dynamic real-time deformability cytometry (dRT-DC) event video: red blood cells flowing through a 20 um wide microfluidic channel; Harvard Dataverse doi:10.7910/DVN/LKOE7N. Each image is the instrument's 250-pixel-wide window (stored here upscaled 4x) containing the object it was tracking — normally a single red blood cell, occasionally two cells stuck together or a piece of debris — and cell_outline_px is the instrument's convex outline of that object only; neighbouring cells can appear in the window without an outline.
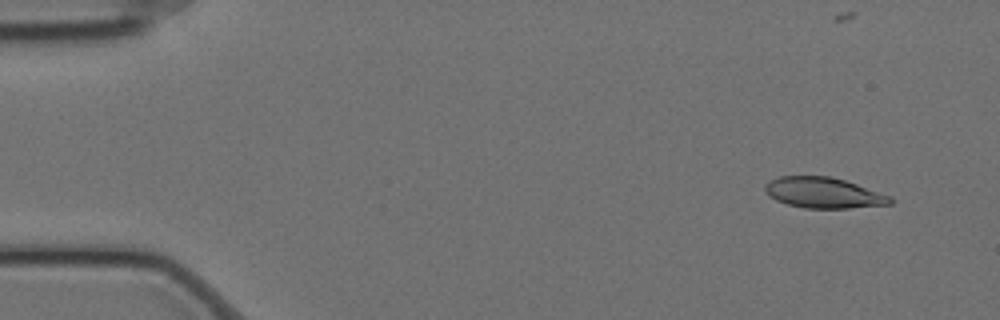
{"species": "Egyptian fruit bat (a non-hibernating species)", "species_latin": "Rousettus aegyptiacus", "temperature_condition": "cold", "stored_images_in_passage": 58, "camera_frame_rate_fps": 3000, "um_per_image_px": 0.085, "animal": {"sex": "female"}, "frame": {"image": 1, "passage_image": 4, "time_ms": 1.0, "image_size_px": [1000, 320], "cell_outline_px": [[896, 200], [892, 204], [848, 208], [804, 208], [788, 204], [776, 200], [768, 196], [764, 192], [764, 184], [780, 176], [832, 176], [892, 196]], "centroid_in_image_um": [70.01, 16.39], "position_along_channel_um": 15.0, "area_um2": 22.54}}
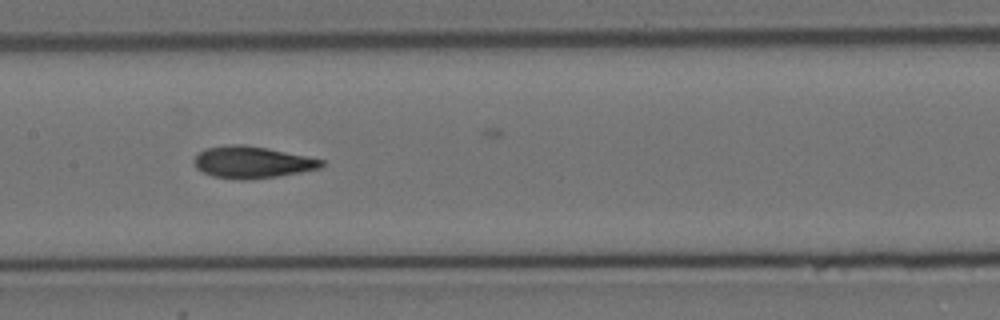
{"frame": {"image": 2, "passage_image": 28, "time_ms": 9.0, "image_size_px": [1000, 320], "cell_outline_px": [[324, 164], [320, 168], [300, 172], [276, 176], [244, 180], [240, 180], [212, 176], [196, 168], [196, 156], [204, 148], [224, 144], [244, 144], [268, 148], [324, 160]], "centroid_in_image_um": [21.42, 13.78], "position_along_channel_um": 186.0, "area_um2": 23.47}}
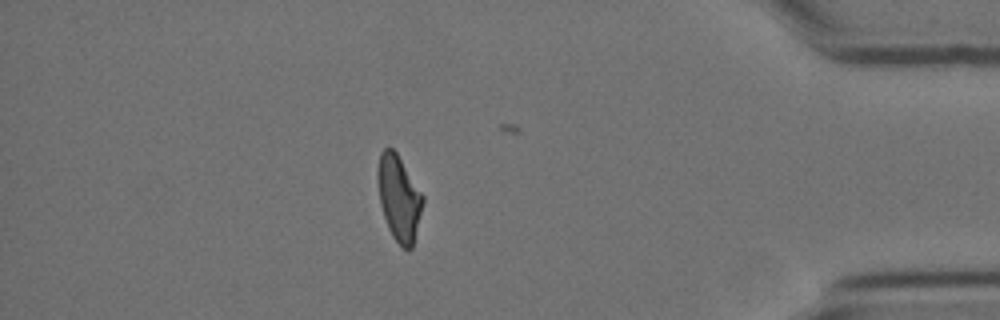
{"frame": {"image": 3, "passage_image": 50, "time_ms": 16.333, "image_size_px": [1000, 320], "cell_outline_px": [[424, 200], [412, 248], [408, 252], [392, 236], [388, 228], [380, 204], [376, 180], [376, 172], [380, 152], [388, 144], [396, 152], [424, 196]], "centroid_in_image_um": [33.88, 16.79], "position_along_channel_um": 401.3, "area_um2": 22.6}, "authors_computed_cell_mechanics": {"area_um2": 23.0911, "velocity_mm_per_s": 3.4938, "shape_relaxation_time_tau1_ms": 7.7481, "shape_relaxation_time_tau2_ms": 2.2817, "deformation_change_tau1": 0.2004, "deformation_change_tau2": 0.0861}}